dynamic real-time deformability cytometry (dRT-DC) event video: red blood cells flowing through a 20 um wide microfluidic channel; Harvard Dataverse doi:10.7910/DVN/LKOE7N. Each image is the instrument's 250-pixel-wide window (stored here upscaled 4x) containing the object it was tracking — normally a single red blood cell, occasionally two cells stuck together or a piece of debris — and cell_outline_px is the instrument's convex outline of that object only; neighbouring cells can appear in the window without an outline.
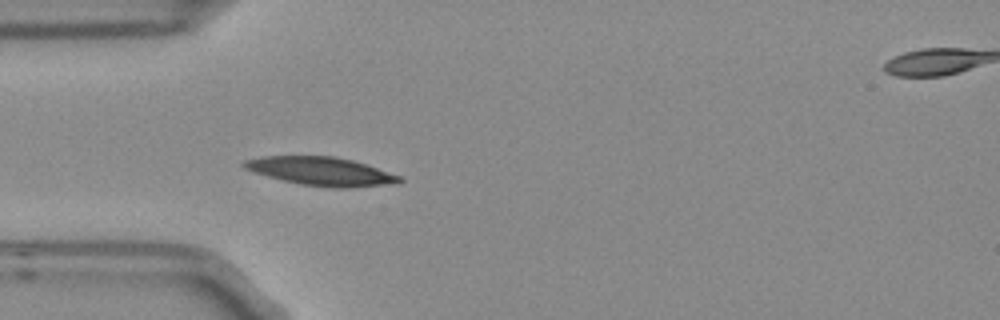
{"species": "Egyptian fruit bat (a non-hibernating species)", "species_latin": "Rousettus aegyptiacus", "temperature_condition": "room temperature", "stored_images_in_passage": 4, "segment_of_instrument_passage": [1, 2], "camera_frame_rate_fps": 3000, "um_per_image_px": 0.085, "frame": {"image": 1, "passage_image": 3, "time_ms": 0.667, "image_size_px": [1000, 320], "cell_outline_px": [[404, 180], [400, 184], [352, 188], [328, 188], [300, 184], [268, 176], [244, 168], [240, 164], [244, 160], [260, 156], [332, 156], [352, 160], [400, 176]], "centroid_in_image_um": [27.33, 14.57], "position_along_channel_um": 57.7, "area_um2": 25.89}}